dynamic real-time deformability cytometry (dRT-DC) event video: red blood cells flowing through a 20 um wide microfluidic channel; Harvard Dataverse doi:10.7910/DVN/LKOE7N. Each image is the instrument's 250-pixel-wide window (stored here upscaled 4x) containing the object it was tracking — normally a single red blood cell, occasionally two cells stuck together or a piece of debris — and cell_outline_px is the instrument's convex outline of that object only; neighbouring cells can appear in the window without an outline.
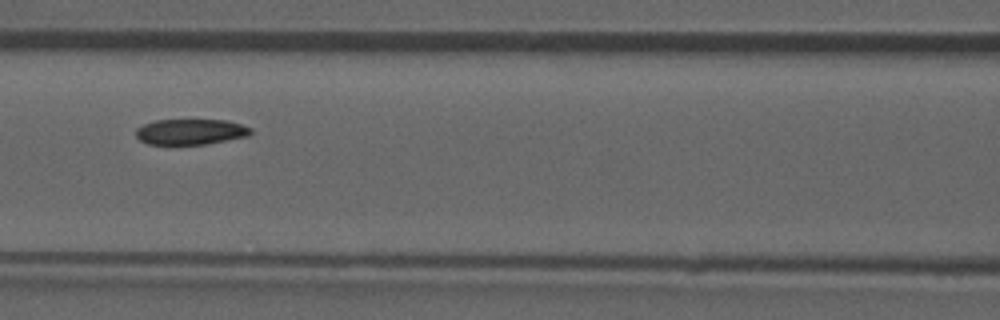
{"species": "common noctule bat (a hibernating species)", "species_latin": "Nyctalus noctula", "temperature_condition": "room temperature", "stored_images_in_passage": 8, "camera_frame_rate_fps": 3000, "um_per_image_px": 0.085, "animal": {"sex": "male", "forearm_length_mm": 52.5}, "frame": {"image": 1, "passage_image": 6, "time_ms": 5.667, "image_size_px": [1000, 320], "cell_outline_px": [[252, 132], [248, 136], [208, 144], [148, 144], [140, 140], [136, 136], [136, 128], [144, 124], [156, 120], [224, 120], [240, 124], [252, 128]], "centroid_in_image_um": [16.2, 11.2], "position_along_channel_um": 150.4, "area_um2": 17.11}}